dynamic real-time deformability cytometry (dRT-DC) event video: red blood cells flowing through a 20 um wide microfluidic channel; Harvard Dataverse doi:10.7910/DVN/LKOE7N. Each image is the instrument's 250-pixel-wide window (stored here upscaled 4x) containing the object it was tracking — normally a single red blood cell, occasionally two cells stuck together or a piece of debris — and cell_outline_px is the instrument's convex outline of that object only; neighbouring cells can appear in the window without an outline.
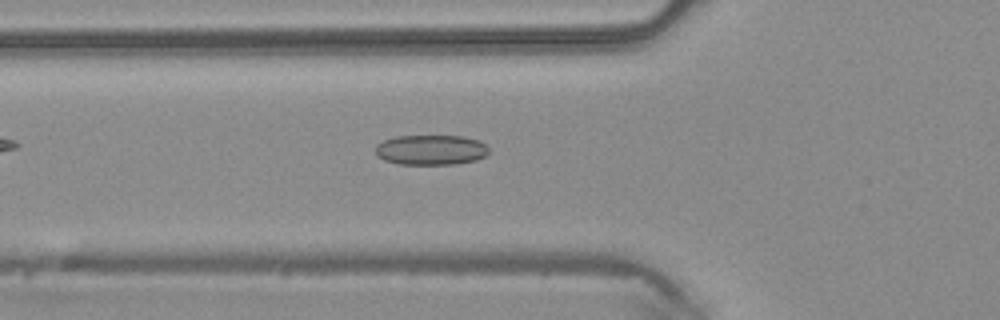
{"species": "common noctule bat (a hibernating species)", "species_latin": "Nyctalus noctula", "temperature_condition": "warm", "stored_images_in_passage": 47, "camera_frame_rate_fps": 3000, "um_per_image_px": 0.085, "animal": {"sex": "male", "body_mass_g": 20.4}, "frame": {"image": 1, "passage_image": 16, "time_ms": 5.0, "image_size_px": [1000, 320], "cell_outline_px": [[488, 152], [484, 156], [476, 160], [456, 164], [400, 164], [384, 160], [376, 152], [376, 144], [384, 140], [396, 136], [464, 136], [480, 140], [488, 148]], "centroid_in_image_um": [36.65, 12.73], "position_along_channel_um": 89.2, "area_um2": 19.83}}
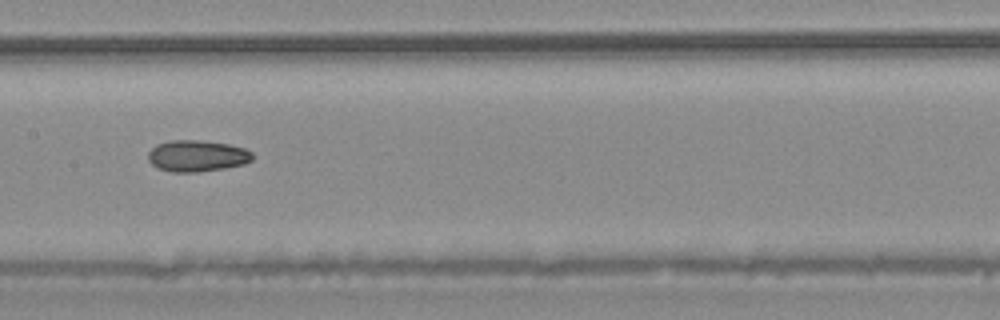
{"frame": {"image": 2, "passage_image": 23, "time_ms": 7.333, "image_size_px": [1000, 320], "cell_outline_px": [[256, 156], [252, 160], [244, 164], [224, 168], [200, 172], [172, 172], [156, 168], [148, 160], [148, 152], [156, 144], [172, 140], [196, 140], [228, 144], [244, 148], [252, 152]], "centroid_in_image_um": [16.75, 13.26], "position_along_channel_um": 190.6, "area_um2": 19.25}}
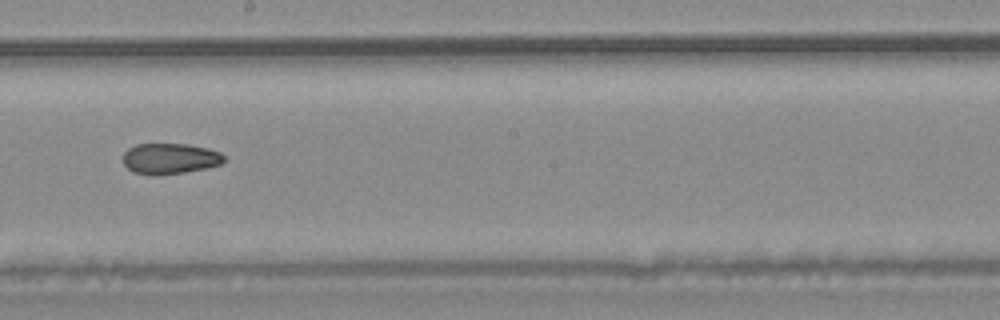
{"frame": {"image": 3, "passage_image": 26, "time_ms": 8.333, "image_size_px": [1000, 320], "cell_outline_px": [[228, 160], [220, 164], [208, 168], [184, 172], [156, 176], [132, 172], [124, 164], [124, 152], [128, 148], [136, 144], [188, 144], [208, 148], [220, 152]], "centroid_in_image_um": [14.47, 13.48], "position_along_channel_um": 233.7, "area_um2": 18.32}}